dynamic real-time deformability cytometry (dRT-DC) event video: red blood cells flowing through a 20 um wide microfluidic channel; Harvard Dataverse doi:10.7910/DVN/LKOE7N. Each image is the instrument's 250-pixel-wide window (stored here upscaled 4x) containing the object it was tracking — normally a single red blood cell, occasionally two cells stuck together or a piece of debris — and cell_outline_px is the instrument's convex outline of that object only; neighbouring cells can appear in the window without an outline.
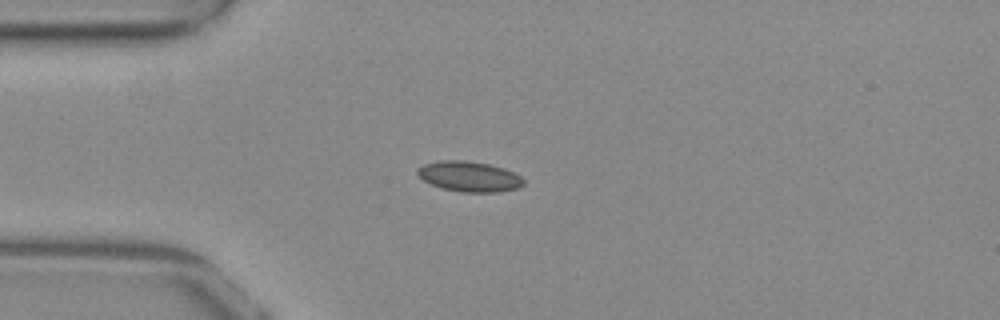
{"species": "common noctule bat (a hibernating species)", "species_latin": "Nyctalus noctula", "temperature_condition": "warm", "stored_images_in_passage": 40, "camera_frame_rate_fps": 3000, "um_per_image_px": 0.085, "animal": {"sex": "female", "body_mass_g": 29.2, "forearm_length_mm": 56.3}, "frame": {"image": 1, "passage_image": 1, "time_ms": 0.0, "image_size_px": [1000, 320], "cell_outline_px": [[524, 184], [520, 188], [500, 192], [460, 192], [444, 188], [432, 184], [424, 180], [416, 172], [416, 168], [424, 164], [440, 160], [464, 160], [488, 164], [504, 168], [520, 176], [524, 180]], "centroid_in_image_um": [39.9, 15.0], "position_along_channel_um": 45.1, "area_um2": 18.73}}
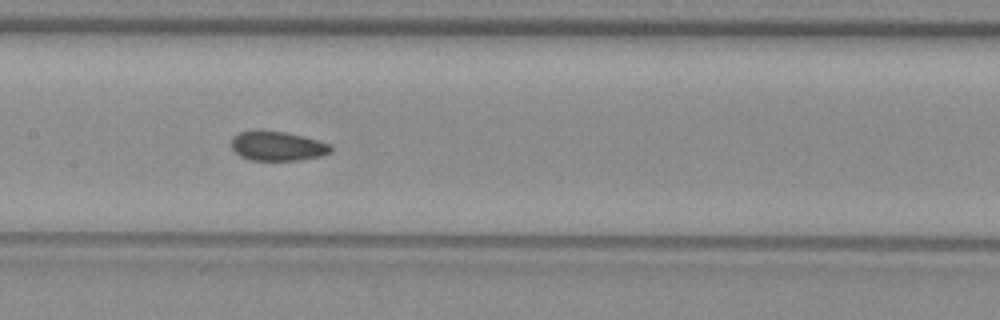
{"frame": {"image": 2, "passage_image": 13, "time_ms": 4.0, "image_size_px": [1000, 320], "cell_outline_px": [[332, 152], [320, 156], [296, 160], [248, 160], [240, 156], [232, 148], [232, 136], [240, 132], [284, 132], [332, 144]], "centroid_in_image_um": [23.6, 12.44], "position_along_channel_um": 183.8, "area_um2": 16.59}}
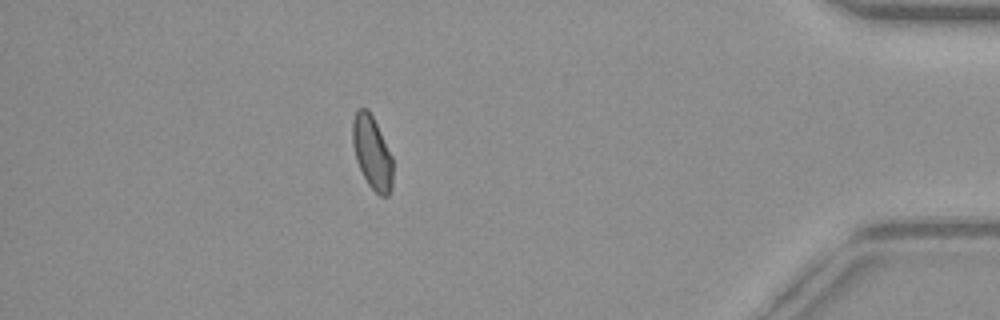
{"frame": {"image": 3, "passage_image": 34, "time_ms": 11.0, "image_size_px": [1000, 320], "cell_outline_px": [[392, 188], [388, 196], [380, 196], [368, 184], [356, 160], [352, 144], [352, 120], [356, 108], [368, 108], [392, 156]], "centroid_in_image_um": [31.61, 12.95], "position_along_channel_um": 403.6, "area_um2": 17.11}, "authors_computed_cell_mechanics": {"area_um2": 17.3978, "velocity_mm_per_s": 3.8672, "shape_relaxation_time_tau1_ms": null, "shape_relaxation_time_tau2_ms": 2.6713, "deformation_change_tau1": null, "deformation_change_tau2": 0.0596}}